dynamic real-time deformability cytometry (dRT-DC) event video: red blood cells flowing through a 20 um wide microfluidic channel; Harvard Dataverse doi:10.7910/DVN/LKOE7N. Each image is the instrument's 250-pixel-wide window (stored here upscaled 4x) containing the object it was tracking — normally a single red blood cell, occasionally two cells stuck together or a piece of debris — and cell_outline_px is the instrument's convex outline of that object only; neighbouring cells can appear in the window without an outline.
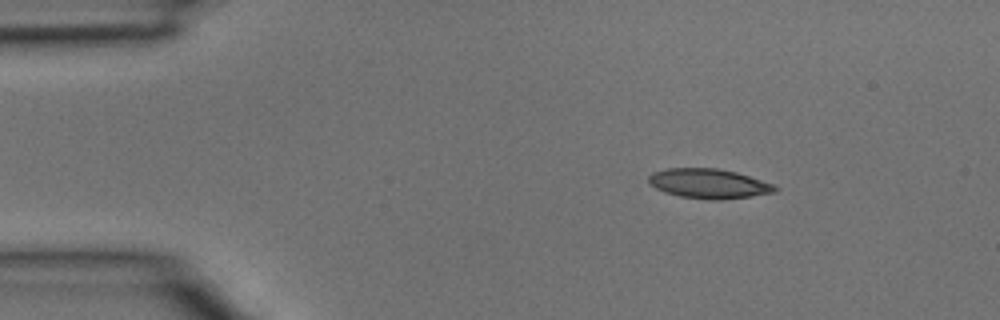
{"species": "common noctule bat (a hibernating species)", "species_latin": "Nyctalus noctula", "temperature_condition": "room temperature", "stored_images_in_passage": 35, "camera_frame_rate_fps": 3000, "um_per_image_px": 0.085, "animal": {"sex": "male", "body_mass_g": 15.6}, "frame": {"image": 1, "passage_image": 1, "time_ms": 0.0, "image_size_px": [1000, 320], "cell_outline_px": [[780, 188], [776, 192], [752, 196], [720, 200], [712, 200], [680, 196], [664, 192], [656, 188], [648, 180], [648, 176], [652, 172], [668, 168], [716, 168], [736, 172], [772, 184]], "centroid_in_image_um": [60.25, 15.61], "position_along_channel_um": 24.8, "area_um2": 21.73}}
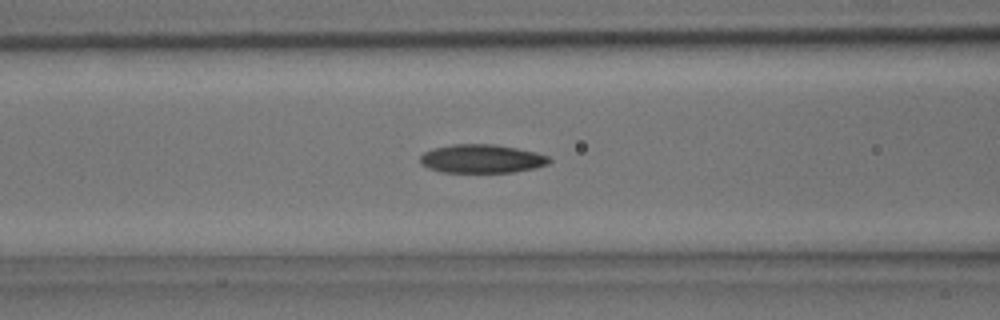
{"frame": {"image": 2, "passage_image": 11, "time_ms": 3.333, "image_size_px": [1000, 320], "cell_outline_px": [[552, 160], [548, 164], [536, 168], [512, 172], [440, 172], [428, 168], [420, 164], [420, 156], [424, 152], [432, 148], [452, 144], [492, 144], [516, 148], [536, 152], [548, 156]], "centroid_in_image_um": [40.93, 13.49], "position_along_channel_um": 125.7, "area_um2": 21.62}}
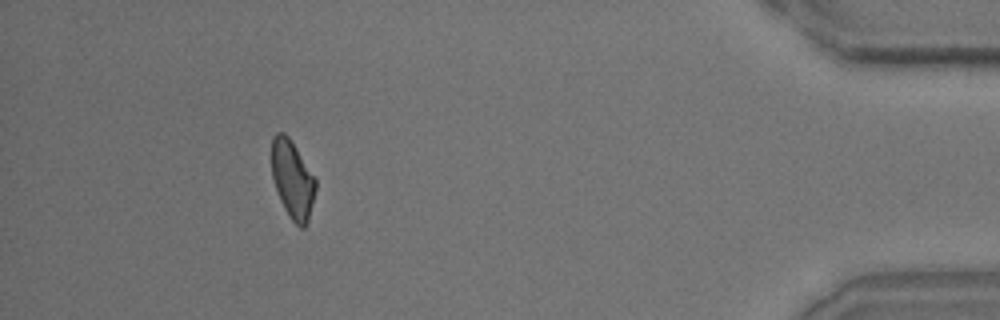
{"frame": {"image": 3, "passage_image": 32, "time_ms": 10.333, "image_size_px": [1000, 320], "cell_outline_px": [[316, 188], [308, 224], [304, 228], [300, 228], [288, 216], [280, 200], [272, 176], [272, 136], [276, 132], [284, 132], [288, 136], [316, 180]], "centroid_in_image_um": [24.86, 15.29], "position_along_channel_um": 410.3, "area_um2": 19.83}}